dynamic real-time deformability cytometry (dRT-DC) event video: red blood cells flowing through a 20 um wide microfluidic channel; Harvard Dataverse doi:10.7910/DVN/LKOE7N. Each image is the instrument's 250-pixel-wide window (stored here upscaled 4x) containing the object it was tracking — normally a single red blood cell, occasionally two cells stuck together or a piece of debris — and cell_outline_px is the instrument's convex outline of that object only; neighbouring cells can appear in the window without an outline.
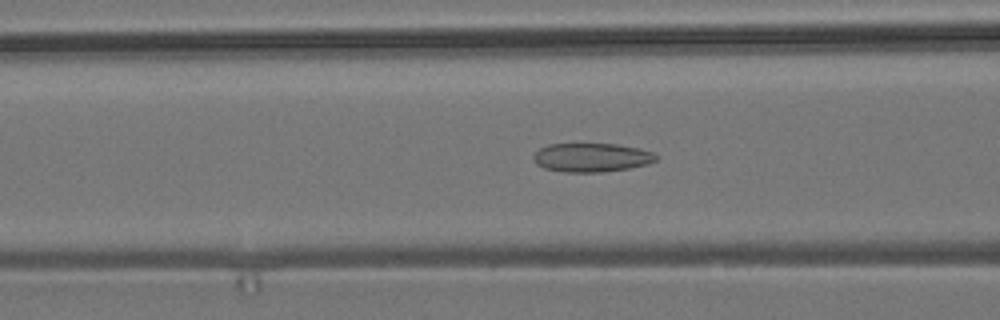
{"species": "common noctule bat (a hibernating species)", "species_latin": "Nyctalus noctula", "temperature_condition": "room temperature", "stored_images_in_passage": 56, "camera_frame_rate_fps": 3000, "um_per_image_px": 0.085, "animal": {"sex": "male", "body_mass_g": 19.2, "forearm_length_mm": 51.8}, "frame": {"image": 1, "passage_image": 22, "time_ms": 7.0, "image_size_px": [1000, 320], "cell_outline_px": [[660, 156], [656, 160], [648, 164], [628, 168], [604, 172], [564, 172], [544, 168], [536, 164], [532, 160], [532, 156], [540, 148], [548, 144], [616, 144], [640, 148], [652, 152]], "centroid_in_image_um": [50.28, 13.39], "position_along_channel_um": 116.3, "area_um2": 20.75}}
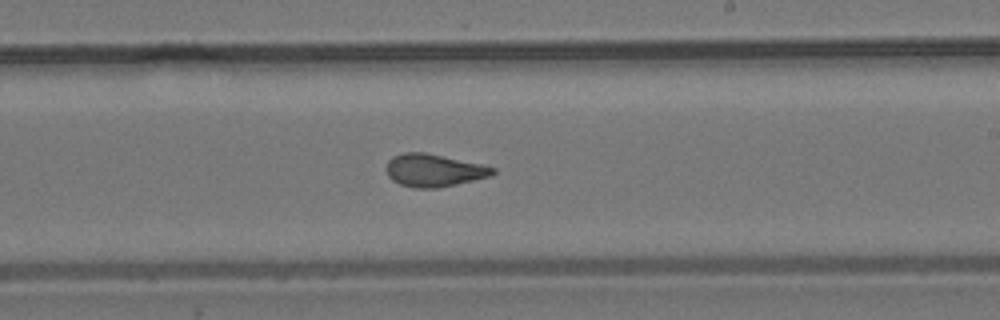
{"frame": {"image": 2, "passage_image": 33, "time_ms": 10.667, "image_size_px": [1000, 320], "cell_outline_px": [[496, 172], [492, 176], [456, 184], [436, 188], [416, 188], [400, 184], [392, 180], [388, 176], [384, 168], [388, 160], [392, 156], [404, 152], [424, 152], [480, 164], [496, 168]], "centroid_in_image_um": [36.84, 14.48], "position_along_channel_um": 252.2, "area_um2": 20.29}}
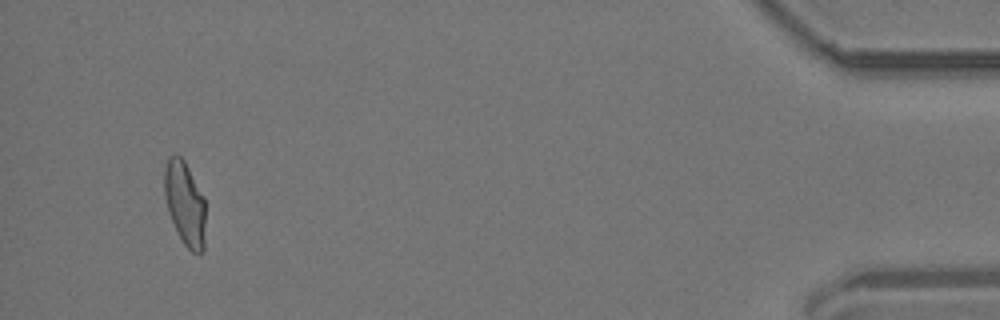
{"frame": {"image": 3, "passage_image": 53, "time_ms": 17.333, "image_size_px": [1000, 320], "cell_outline_px": [[204, 248], [200, 252], [192, 252], [184, 244], [176, 232], [164, 196], [164, 168], [168, 156], [180, 156], [184, 160], [204, 196]], "centroid_in_image_um": [15.7, 17.27], "position_along_channel_um": 419.5, "area_um2": 19.94}, "authors_computed_cell_mechanics": {"area_um2": 20.6346, "velocity_mm_per_s": 3.7098, "shape_relaxation_time_tau1_ms": null, "shape_relaxation_time_tau2_ms": 1.5515, "deformation_change_tau1": null, "deformation_change_tau2": 0.0933}}